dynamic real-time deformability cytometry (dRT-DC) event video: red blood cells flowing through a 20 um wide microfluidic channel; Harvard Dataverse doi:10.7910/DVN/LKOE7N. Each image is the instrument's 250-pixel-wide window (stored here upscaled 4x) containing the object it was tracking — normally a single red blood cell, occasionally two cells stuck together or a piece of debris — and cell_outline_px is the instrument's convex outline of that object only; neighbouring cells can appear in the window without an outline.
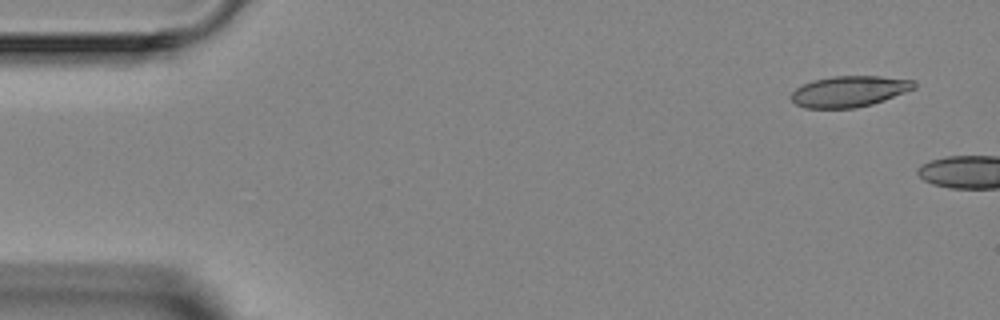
{"species": "Egyptian fruit bat (a non-hibernating species)", "species_latin": "Rousettus aegyptiacus", "temperature_condition": "room temperature", "stored_images_in_passage": 7, "camera_frame_rate_fps": 3000, "um_per_image_px": 0.085, "animal": {"sex": "female"}, "frame": {"image": 1, "passage_image": 1, "time_ms": 0.0, "image_size_px": [1000, 320], "cell_outline_px": [[916, 88], [884, 100], [872, 104], [856, 108], [804, 108], [796, 104], [788, 96], [796, 88], [812, 80], [832, 76], [880, 76], [916, 80]], "centroid_in_image_um": [72.19, 7.76], "position_along_channel_um": 12.8, "area_um2": 22.37}}
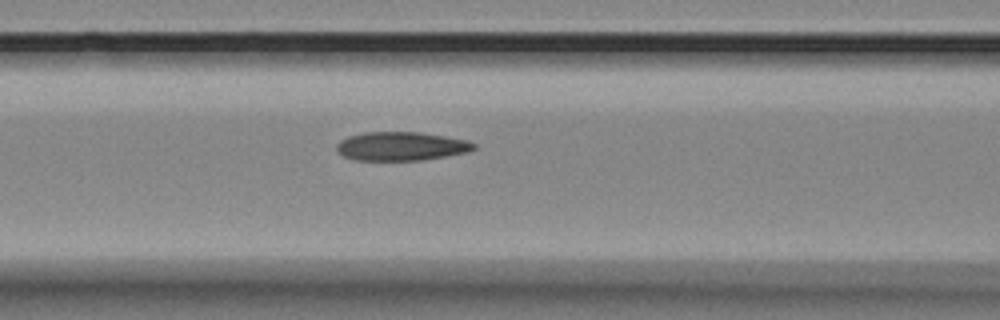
{"frame": {"image": 2, "passage_image": 5, "time_ms": 5.667, "image_size_px": [1000, 320], "cell_outline_px": [[476, 148], [468, 152], [420, 160], [352, 160], [344, 156], [336, 148], [336, 144], [340, 140], [348, 136], [364, 132], [420, 132], [468, 140], [476, 144]], "centroid_in_image_um": [34.09, 12.42], "position_along_channel_um": 132.5, "area_um2": 22.95}}
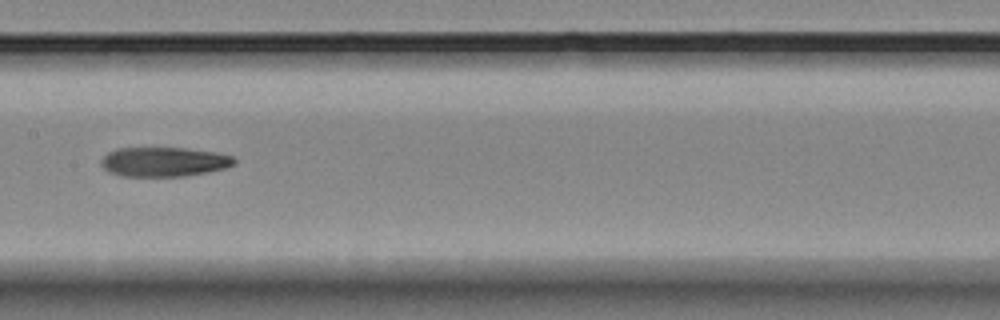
{"frame": {"image": 3, "passage_image": 7, "time_ms": 8.667, "image_size_px": [1000, 320], "cell_outline_px": [[236, 164], [224, 168], [184, 176], [124, 176], [108, 172], [100, 164], [100, 160], [108, 152], [116, 148], [184, 148], [216, 152], [232, 156], [236, 160]], "centroid_in_image_um": [13.91, 13.75], "position_along_channel_um": 193.5, "area_um2": 22.77}}